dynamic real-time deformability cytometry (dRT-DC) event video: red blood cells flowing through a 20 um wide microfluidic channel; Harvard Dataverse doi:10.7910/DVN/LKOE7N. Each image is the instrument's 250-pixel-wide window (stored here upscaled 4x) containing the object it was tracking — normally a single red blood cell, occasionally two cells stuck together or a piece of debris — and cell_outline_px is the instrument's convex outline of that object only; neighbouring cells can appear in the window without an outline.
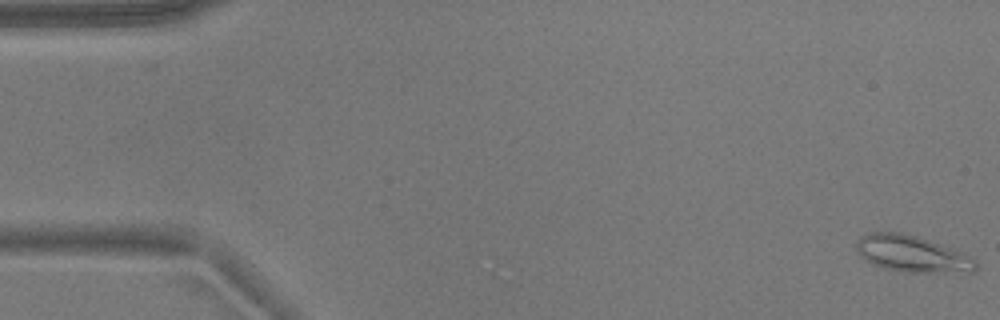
{"species": "common noctule bat (a hibernating species)", "species_latin": "Nyctalus noctula", "temperature_condition": "warm", "stored_images_in_passage": 13, "camera_frame_rate_fps": 3000, "um_per_image_px": 0.085, "animal": {"sex": "male", "body_mass_g": 17.9}, "frame": {"image": 1, "passage_image": 1, "time_ms": 0.0, "image_size_px": [1000, 320], "cell_outline_px": [[976, 272], [904, 272], [884, 268], [872, 264], [864, 260], [856, 252], [856, 240], [860, 236], [868, 232], [900, 232], [916, 236], [964, 252], [972, 256], [976, 260]], "centroid_in_image_um": [77.51, 21.58], "position_along_channel_um": 7.5, "area_um2": 25.66}}